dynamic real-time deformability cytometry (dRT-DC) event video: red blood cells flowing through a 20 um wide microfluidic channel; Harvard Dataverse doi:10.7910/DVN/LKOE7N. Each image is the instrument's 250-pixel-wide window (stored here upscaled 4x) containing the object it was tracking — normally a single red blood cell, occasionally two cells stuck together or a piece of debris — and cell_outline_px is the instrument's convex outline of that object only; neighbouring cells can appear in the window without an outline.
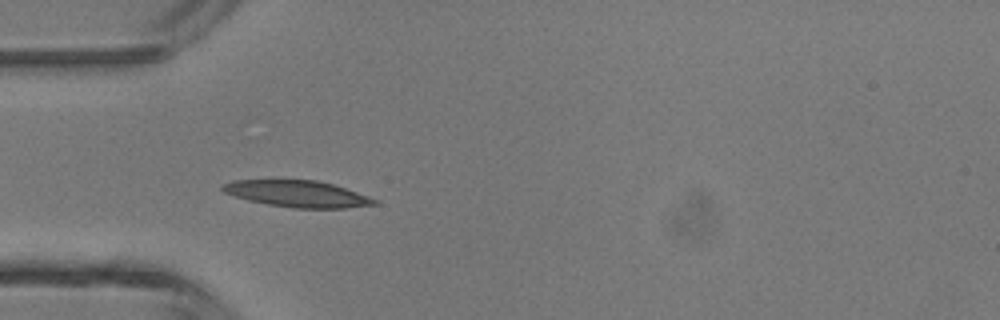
{"species": "common noctule bat (a hibernating species)", "species_latin": "Nyctalus noctula", "temperature_condition": "room temperature", "stored_images_in_passage": 33, "camera_frame_rate_fps": 3000, "um_per_image_px": 0.085, "animal": {"sex": "male", "body_mass_g": 13.3}, "frame": {"image": 1, "passage_image": 3, "time_ms": 0.667, "image_size_px": [1000, 320], "cell_outline_px": [[380, 204], [344, 208], [292, 208], [268, 204], [248, 200], [224, 192], [220, 188], [224, 184], [232, 180], [316, 180], [332, 184], [380, 200]], "centroid_in_image_um": [25.31, 16.48], "position_along_channel_um": 59.7, "area_um2": 23.35}}
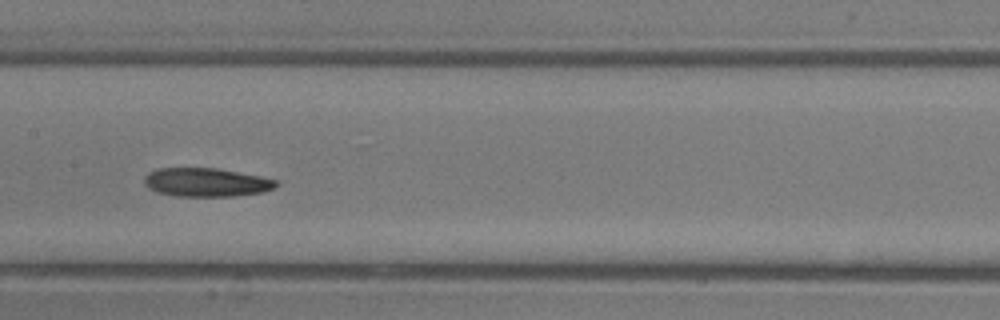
{"frame": {"image": 2, "passage_image": 12, "time_ms": 3.667, "image_size_px": [1000, 320], "cell_outline_px": [[280, 184], [272, 188], [260, 192], [232, 196], [176, 196], [156, 192], [148, 188], [144, 184], [144, 176], [148, 172], [156, 168], [216, 168], [260, 176], [276, 180]], "centroid_in_image_um": [17.47, 15.49], "position_along_channel_um": 189.9, "area_um2": 21.96}}
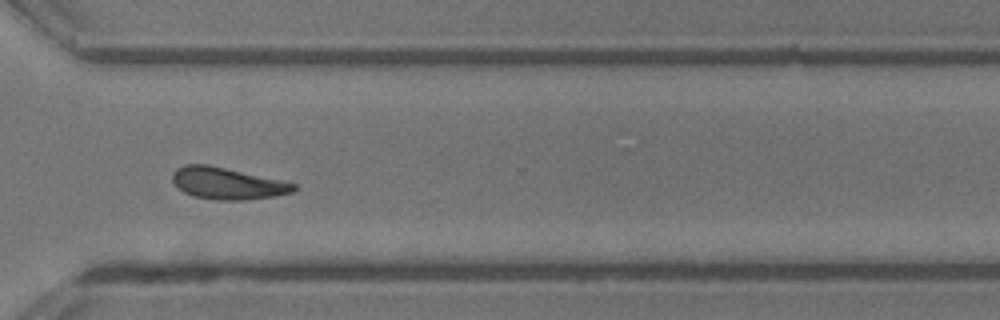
{"frame": {"image": 3, "passage_image": 23, "time_ms": 7.333, "image_size_px": [1000, 320], "cell_outline_px": [[296, 188], [292, 192], [276, 196], [244, 200], [216, 200], [192, 196], [184, 192], [172, 180], [172, 172], [176, 168], [184, 164], [208, 164], [284, 180], [296, 184]], "centroid_in_image_um": [19.33, 15.58], "position_along_channel_um": 351.3, "area_um2": 22.66}, "authors_computed_cell_mechanics": {"area_um2": 21.7328, "velocity_mm_per_s": 4.411, "shape_relaxation_time_tau1_ms": 2.8843, "shape_relaxation_time_tau2_ms": null, "deformation_change_tau1": 0.1142, "deformation_change_tau2": null}}